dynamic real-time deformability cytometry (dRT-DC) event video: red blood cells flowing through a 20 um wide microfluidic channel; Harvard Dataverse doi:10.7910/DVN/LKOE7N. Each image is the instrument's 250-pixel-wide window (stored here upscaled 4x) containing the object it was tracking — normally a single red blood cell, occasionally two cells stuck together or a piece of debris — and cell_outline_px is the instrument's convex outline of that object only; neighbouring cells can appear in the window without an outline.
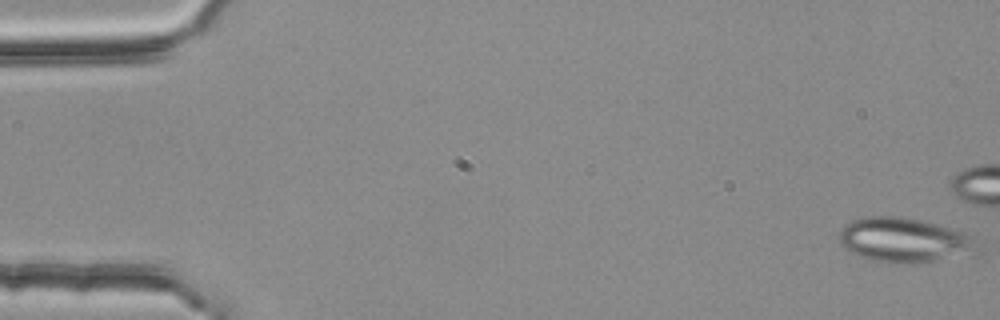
{"species": "common noctule bat (a hibernating species)", "species_latin": "Nyctalus noctula", "temperature_condition": "room temperature", "stored_images_in_passage": 5, "camera_frame_rate_fps": 3000, "um_per_image_px": 0.085, "animal": {"sex": "female", "body_mass_g": 25.1}, "frame": {"image": 1, "passage_image": 1, "time_ms": 0.0, "image_size_px": [1000, 320], "cell_outline_px": [[984, 252], [980, 256], [912, 264], [892, 264], [868, 260], [844, 248], [840, 244], [840, 232], [844, 224], [852, 220], [868, 216], [896, 216], [924, 220], [964, 232]], "centroid_in_image_um": [76.96, 20.46], "position_along_channel_um": 8.0, "area_um2": 37.11}}